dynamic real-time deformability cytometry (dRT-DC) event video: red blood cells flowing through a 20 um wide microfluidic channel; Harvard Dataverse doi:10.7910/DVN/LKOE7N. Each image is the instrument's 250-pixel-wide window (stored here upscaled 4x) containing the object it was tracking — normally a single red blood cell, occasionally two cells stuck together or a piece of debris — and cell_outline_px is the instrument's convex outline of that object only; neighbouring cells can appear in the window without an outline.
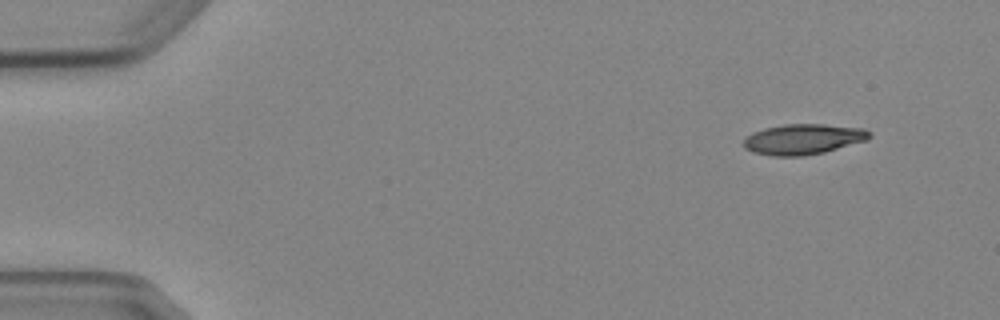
{"species": "Egyptian fruit bat (a non-hibernating species)", "species_latin": "Rousettus aegyptiacus", "temperature_condition": "cold", "stored_images_in_passage": 4, "camera_frame_rate_fps": 3000, "um_per_image_px": 0.085, "animal": {"sex": "female"}, "frame": {"image": 1, "passage_image": 1, "time_ms": 0.0, "image_size_px": [1000, 320], "cell_outline_px": [[872, 136], [868, 140], [824, 152], [804, 156], [772, 156], [752, 152], [744, 148], [744, 140], [752, 132], [764, 128], [784, 124], [824, 124], [864, 128], [872, 132]], "centroid_in_image_um": [68.3, 11.83], "position_along_channel_um": 16.7, "area_um2": 22.54}}
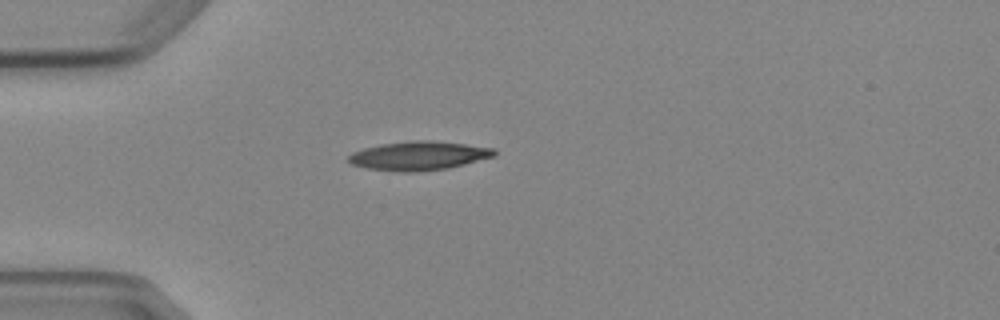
{"frame": {"image": 2, "passage_image": 4, "time_ms": 3.333, "image_size_px": [1000, 320], "cell_outline_px": [[496, 156], [448, 168], [416, 172], [396, 172], [368, 168], [352, 164], [348, 160], [348, 156], [352, 152], [364, 148], [380, 144], [412, 140], [432, 140], [496, 148]], "centroid_in_image_um": [35.6, 13.23], "position_along_channel_um": 49.4, "area_um2": 24.62}}